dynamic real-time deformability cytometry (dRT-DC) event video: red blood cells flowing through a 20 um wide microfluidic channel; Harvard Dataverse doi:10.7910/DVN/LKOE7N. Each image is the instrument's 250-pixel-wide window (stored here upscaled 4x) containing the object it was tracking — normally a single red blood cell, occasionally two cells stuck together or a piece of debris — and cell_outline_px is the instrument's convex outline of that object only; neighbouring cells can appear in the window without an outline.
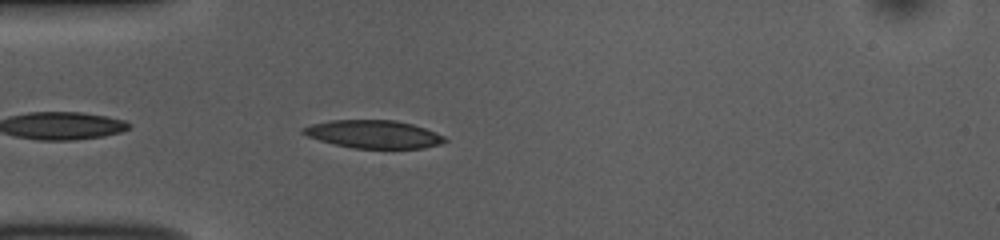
{"species": "common noctule bat (a hibernating species)", "species_latin": "Nyctalus noctula", "temperature_condition": "room temperature", "stored_images_in_passage": 27, "camera_frame_rate_fps": 3000, "um_per_image_px": 0.085, "animal": {"sex": "female", "body_mass_g": 10.0, "forearm_length_mm": 53.1}, "frame": {"image": 1, "passage_image": 3, "time_ms": 0.667, "image_size_px": [1000, 240], "cell_outline_px": [[448, 140], [440, 144], [424, 148], [352, 148], [320, 140], [308, 136], [300, 132], [300, 128], [312, 124], [332, 120], [396, 120], [412, 124], [424, 128], [444, 136]], "centroid_in_image_um": [31.75, 11.4], "position_along_channel_um": 53.3, "area_um2": 22.95}}
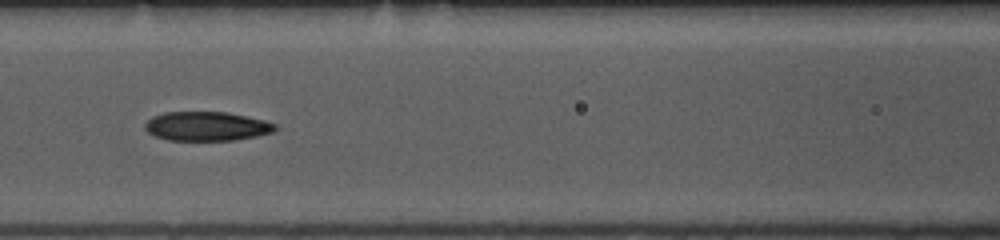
{"frame": {"image": 2, "passage_image": 11, "time_ms": 3.333, "image_size_px": [1000, 240], "cell_outline_px": [[276, 128], [272, 132], [256, 136], [236, 140], [168, 140], [156, 136], [148, 132], [144, 128], [144, 124], [152, 116], [164, 112], [228, 112], [264, 120], [276, 124]], "centroid_in_image_um": [17.55, 10.72], "position_along_channel_um": 149.1, "area_um2": 22.08}}
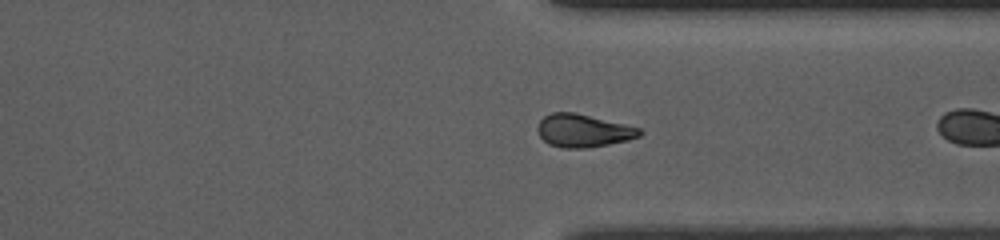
{"frame": {"image": 3, "passage_image": 25, "time_ms": 8.0, "image_size_px": [1000, 240], "cell_outline_px": [[644, 132], [640, 136], [628, 140], [608, 144], [584, 148], [564, 148], [548, 144], [540, 136], [536, 128], [540, 120], [544, 116], [552, 112], [576, 112], [640, 128]], "centroid_in_image_um": [49.56, 11.1], "position_along_channel_um": 361.8, "area_um2": 19.59}}